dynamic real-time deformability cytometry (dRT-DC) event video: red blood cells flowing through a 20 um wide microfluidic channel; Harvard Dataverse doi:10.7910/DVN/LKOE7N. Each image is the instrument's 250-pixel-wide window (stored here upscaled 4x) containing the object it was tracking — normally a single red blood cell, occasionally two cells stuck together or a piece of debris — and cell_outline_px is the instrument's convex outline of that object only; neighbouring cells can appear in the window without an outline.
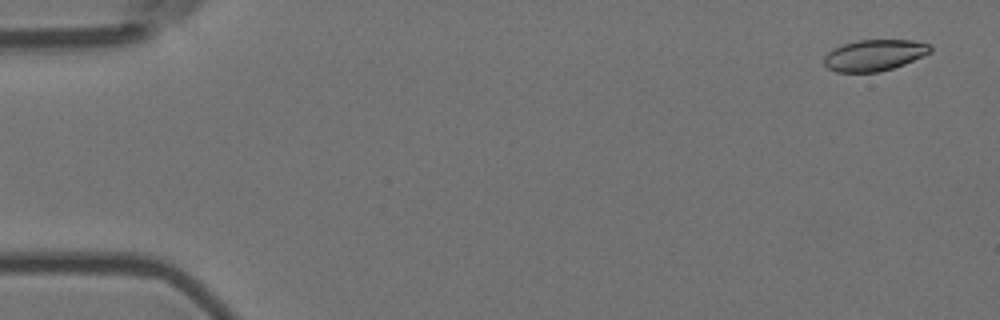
{"species": "Egyptian fruit bat (a non-hibernating species)", "species_latin": "Rousettus aegyptiacus", "temperature_condition": "room temperature", "stored_images_in_passage": 5, "camera_frame_rate_fps": 3000, "um_per_image_px": 0.085, "animal": {"sex": "female"}, "frame": {"image": 1, "passage_image": 1, "time_ms": 0.0, "image_size_px": [1000, 320], "cell_outline_px": [[932, 52], [904, 64], [892, 68], [876, 72], [836, 72], [828, 68], [824, 64], [824, 56], [832, 48], [856, 40], [912, 40], [928, 44], [932, 48]], "centroid_in_image_um": [74.3, 4.69], "position_along_channel_um": 10.7, "area_um2": 19.31}}
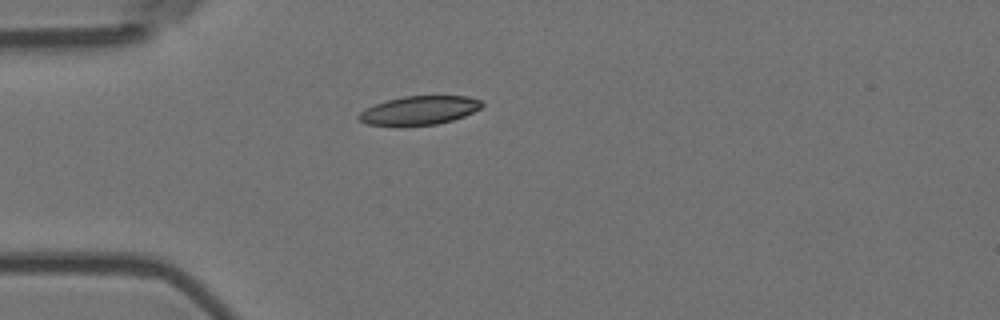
{"frame": {"image": 2, "passage_image": 4, "time_ms": 1.0, "image_size_px": [1000, 320], "cell_outline_px": [[484, 104], [480, 108], [464, 116], [452, 120], [436, 124], [400, 128], [368, 124], [360, 120], [356, 116], [364, 108], [388, 100], [404, 96], [468, 96], [480, 100]], "centroid_in_image_um": [35.59, 9.41], "position_along_channel_um": 49.4, "area_um2": 21.04}}